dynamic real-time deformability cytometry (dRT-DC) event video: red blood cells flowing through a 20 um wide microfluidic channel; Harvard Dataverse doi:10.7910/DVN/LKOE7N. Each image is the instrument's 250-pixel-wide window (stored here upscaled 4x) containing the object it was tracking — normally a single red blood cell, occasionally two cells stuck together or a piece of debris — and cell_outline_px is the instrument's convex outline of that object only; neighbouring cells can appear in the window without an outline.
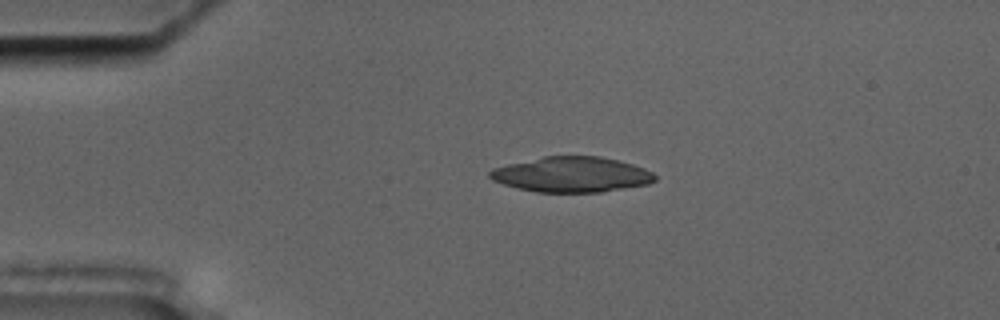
{"species": "common noctule bat (a hibernating species)", "species_latin": "Nyctalus noctula", "temperature_condition": "cold", "stored_images_in_passage": 4, "camera_frame_rate_fps": 3000, "um_per_image_px": 0.085, "animal": {"sex": "male", "body_mass_g": 17.5, "forearm_length_mm": 52.3}, "frame": {"image": 1, "passage_image": 2, "time_ms": 1.333, "image_size_px": [1000, 320], "cell_outline_px": [[656, 180], [648, 184], [600, 192], [536, 192], [516, 188], [492, 180], [488, 176], [488, 172], [492, 168], [508, 164], [544, 156], [600, 156], [632, 164], [644, 168], [652, 172], [656, 176]], "centroid_in_image_um": [48.57, 14.83], "position_along_channel_um": 36.4, "area_um2": 33.93}}